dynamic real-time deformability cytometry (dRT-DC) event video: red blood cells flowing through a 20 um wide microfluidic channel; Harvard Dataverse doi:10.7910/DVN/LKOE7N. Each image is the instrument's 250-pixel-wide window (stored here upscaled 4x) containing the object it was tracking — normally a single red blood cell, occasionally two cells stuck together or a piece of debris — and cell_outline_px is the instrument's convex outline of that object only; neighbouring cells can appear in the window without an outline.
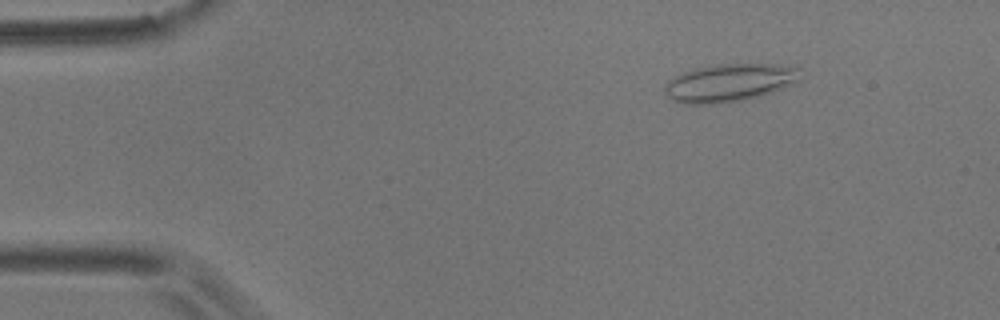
{"species": "common noctule bat (a hibernating species)", "species_latin": "Nyctalus noctula", "temperature_condition": "room temperature", "stored_images_in_passage": 7, "camera_frame_rate_fps": 3000, "um_per_image_px": 0.085, "animal": {"sex": "male", "body_mass_g": 17.9}, "frame": {"image": 1, "passage_image": 3, "time_ms": 0.667, "image_size_px": [1000, 320], "cell_outline_px": [[796, 80], [772, 92], [760, 96], [740, 100], [712, 104], [684, 104], [672, 100], [664, 92], [664, 84], [668, 80], [692, 68], [716, 64], [796, 64]], "centroid_in_image_um": [61.91, 7.02], "position_along_channel_um": 23.1, "area_um2": 29.65}}